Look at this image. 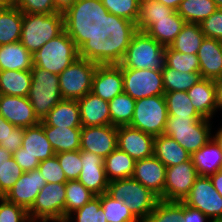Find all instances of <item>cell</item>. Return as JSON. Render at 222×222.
<instances>
[{
	"instance_id": "32",
	"label": "cell",
	"mask_w": 222,
	"mask_h": 222,
	"mask_svg": "<svg viewBox=\"0 0 222 222\" xmlns=\"http://www.w3.org/2000/svg\"><path fill=\"white\" fill-rule=\"evenodd\" d=\"M135 160L118 147L104 159V169L109 182L132 178Z\"/></svg>"
},
{
	"instance_id": "51",
	"label": "cell",
	"mask_w": 222,
	"mask_h": 222,
	"mask_svg": "<svg viewBox=\"0 0 222 222\" xmlns=\"http://www.w3.org/2000/svg\"><path fill=\"white\" fill-rule=\"evenodd\" d=\"M175 10L156 0H146L140 3L139 18H161L169 17Z\"/></svg>"
},
{
	"instance_id": "14",
	"label": "cell",
	"mask_w": 222,
	"mask_h": 222,
	"mask_svg": "<svg viewBox=\"0 0 222 222\" xmlns=\"http://www.w3.org/2000/svg\"><path fill=\"white\" fill-rule=\"evenodd\" d=\"M198 177L192 159L166 167L164 201H183Z\"/></svg>"
},
{
	"instance_id": "42",
	"label": "cell",
	"mask_w": 222,
	"mask_h": 222,
	"mask_svg": "<svg viewBox=\"0 0 222 222\" xmlns=\"http://www.w3.org/2000/svg\"><path fill=\"white\" fill-rule=\"evenodd\" d=\"M165 65L181 73H200L197 54L180 53L170 46L165 48Z\"/></svg>"
},
{
	"instance_id": "8",
	"label": "cell",
	"mask_w": 222,
	"mask_h": 222,
	"mask_svg": "<svg viewBox=\"0 0 222 222\" xmlns=\"http://www.w3.org/2000/svg\"><path fill=\"white\" fill-rule=\"evenodd\" d=\"M32 82L27 98L31 102L37 118L42 121L49 111L60 101L59 75L33 65Z\"/></svg>"
},
{
	"instance_id": "13",
	"label": "cell",
	"mask_w": 222,
	"mask_h": 222,
	"mask_svg": "<svg viewBox=\"0 0 222 222\" xmlns=\"http://www.w3.org/2000/svg\"><path fill=\"white\" fill-rule=\"evenodd\" d=\"M91 92L107 102L124 92L122 68L109 54L97 66Z\"/></svg>"
},
{
	"instance_id": "21",
	"label": "cell",
	"mask_w": 222,
	"mask_h": 222,
	"mask_svg": "<svg viewBox=\"0 0 222 222\" xmlns=\"http://www.w3.org/2000/svg\"><path fill=\"white\" fill-rule=\"evenodd\" d=\"M81 162L82 170L77 180L96 196L105 193L109 181L104 169V158L92 152L81 151Z\"/></svg>"
},
{
	"instance_id": "50",
	"label": "cell",
	"mask_w": 222,
	"mask_h": 222,
	"mask_svg": "<svg viewBox=\"0 0 222 222\" xmlns=\"http://www.w3.org/2000/svg\"><path fill=\"white\" fill-rule=\"evenodd\" d=\"M206 38L222 41V8H218L208 18L200 23Z\"/></svg>"
},
{
	"instance_id": "9",
	"label": "cell",
	"mask_w": 222,
	"mask_h": 222,
	"mask_svg": "<svg viewBox=\"0 0 222 222\" xmlns=\"http://www.w3.org/2000/svg\"><path fill=\"white\" fill-rule=\"evenodd\" d=\"M164 96H152L136 100L134 114L129 126L154 137L164 133L168 120Z\"/></svg>"
},
{
	"instance_id": "25",
	"label": "cell",
	"mask_w": 222,
	"mask_h": 222,
	"mask_svg": "<svg viewBox=\"0 0 222 222\" xmlns=\"http://www.w3.org/2000/svg\"><path fill=\"white\" fill-rule=\"evenodd\" d=\"M187 94L196 111L205 119L211 120L217 111L215 81L201 78Z\"/></svg>"
},
{
	"instance_id": "44",
	"label": "cell",
	"mask_w": 222,
	"mask_h": 222,
	"mask_svg": "<svg viewBox=\"0 0 222 222\" xmlns=\"http://www.w3.org/2000/svg\"><path fill=\"white\" fill-rule=\"evenodd\" d=\"M66 220L68 222H107L101 207V195L94 197L80 209L71 213Z\"/></svg>"
},
{
	"instance_id": "39",
	"label": "cell",
	"mask_w": 222,
	"mask_h": 222,
	"mask_svg": "<svg viewBox=\"0 0 222 222\" xmlns=\"http://www.w3.org/2000/svg\"><path fill=\"white\" fill-rule=\"evenodd\" d=\"M94 197L96 195L78 180H68L65 183V220L71 213L80 209Z\"/></svg>"
},
{
	"instance_id": "2",
	"label": "cell",
	"mask_w": 222,
	"mask_h": 222,
	"mask_svg": "<svg viewBox=\"0 0 222 222\" xmlns=\"http://www.w3.org/2000/svg\"><path fill=\"white\" fill-rule=\"evenodd\" d=\"M94 42L89 28L83 22L73 21L33 54V65L59 75Z\"/></svg>"
},
{
	"instance_id": "24",
	"label": "cell",
	"mask_w": 222,
	"mask_h": 222,
	"mask_svg": "<svg viewBox=\"0 0 222 222\" xmlns=\"http://www.w3.org/2000/svg\"><path fill=\"white\" fill-rule=\"evenodd\" d=\"M55 154L42 127V121L34 126L25 128L19 155L36 157L41 162L53 157Z\"/></svg>"
},
{
	"instance_id": "34",
	"label": "cell",
	"mask_w": 222,
	"mask_h": 222,
	"mask_svg": "<svg viewBox=\"0 0 222 222\" xmlns=\"http://www.w3.org/2000/svg\"><path fill=\"white\" fill-rule=\"evenodd\" d=\"M204 38L200 24L186 22L170 47L180 53L197 54Z\"/></svg>"
},
{
	"instance_id": "29",
	"label": "cell",
	"mask_w": 222,
	"mask_h": 222,
	"mask_svg": "<svg viewBox=\"0 0 222 222\" xmlns=\"http://www.w3.org/2000/svg\"><path fill=\"white\" fill-rule=\"evenodd\" d=\"M153 155L166 167L184 163L191 159L190 153H188L173 138L164 134L154 138Z\"/></svg>"
},
{
	"instance_id": "38",
	"label": "cell",
	"mask_w": 222,
	"mask_h": 222,
	"mask_svg": "<svg viewBox=\"0 0 222 222\" xmlns=\"http://www.w3.org/2000/svg\"><path fill=\"white\" fill-rule=\"evenodd\" d=\"M109 103L110 125L123 126L129 125L132 121L135 103L132 97L122 93L114 97Z\"/></svg>"
},
{
	"instance_id": "16",
	"label": "cell",
	"mask_w": 222,
	"mask_h": 222,
	"mask_svg": "<svg viewBox=\"0 0 222 222\" xmlns=\"http://www.w3.org/2000/svg\"><path fill=\"white\" fill-rule=\"evenodd\" d=\"M117 131L118 127L114 125L82 127L80 150L105 159L117 148Z\"/></svg>"
},
{
	"instance_id": "19",
	"label": "cell",
	"mask_w": 222,
	"mask_h": 222,
	"mask_svg": "<svg viewBox=\"0 0 222 222\" xmlns=\"http://www.w3.org/2000/svg\"><path fill=\"white\" fill-rule=\"evenodd\" d=\"M45 184V177L38 169L24 172L4 197L28 211Z\"/></svg>"
},
{
	"instance_id": "28",
	"label": "cell",
	"mask_w": 222,
	"mask_h": 222,
	"mask_svg": "<svg viewBox=\"0 0 222 222\" xmlns=\"http://www.w3.org/2000/svg\"><path fill=\"white\" fill-rule=\"evenodd\" d=\"M33 55L20 42L0 45V71H31Z\"/></svg>"
},
{
	"instance_id": "4",
	"label": "cell",
	"mask_w": 222,
	"mask_h": 222,
	"mask_svg": "<svg viewBox=\"0 0 222 222\" xmlns=\"http://www.w3.org/2000/svg\"><path fill=\"white\" fill-rule=\"evenodd\" d=\"M108 56L104 41H95L79 58L59 74L63 99L79 100L91 92L97 66Z\"/></svg>"
},
{
	"instance_id": "36",
	"label": "cell",
	"mask_w": 222,
	"mask_h": 222,
	"mask_svg": "<svg viewBox=\"0 0 222 222\" xmlns=\"http://www.w3.org/2000/svg\"><path fill=\"white\" fill-rule=\"evenodd\" d=\"M23 173L12 154L0 145V197L6 195Z\"/></svg>"
},
{
	"instance_id": "15",
	"label": "cell",
	"mask_w": 222,
	"mask_h": 222,
	"mask_svg": "<svg viewBox=\"0 0 222 222\" xmlns=\"http://www.w3.org/2000/svg\"><path fill=\"white\" fill-rule=\"evenodd\" d=\"M185 20L175 11L169 17L138 18L133 29L145 32L164 47L170 46L181 32Z\"/></svg>"
},
{
	"instance_id": "31",
	"label": "cell",
	"mask_w": 222,
	"mask_h": 222,
	"mask_svg": "<svg viewBox=\"0 0 222 222\" xmlns=\"http://www.w3.org/2000/svg\"><path fill=\"white\" fill-rule=\"evenodd\" d=\"M23 12L13 4L0 10V45L20 41Z\"/></svg>"
},
{
	"instance_id": "12",
	"label": "cell",
	"mask_w": 222,
	"mask_h": 222,
	"mask_svg": "<svg viewBox=\"0 0 222 222\" xmlns=\"http://www.w3.org/2000/svg\"><path fill=\"white\" fill-rule=\"evenodd\" d=\"M183 202L203 212L212 222L222 221V196L214 188L211 179L199 176Z\"/></svg>"
},
{
	"instance_id": "26",
	"label": "cell",
	"mask_w": 222,
	"mask_h": 222,
	"mask_svg": "<svg viewBox=\"0 0 222 222\" xmlns=\"http://www.w3.org/2000/svg\"><path fill=\"white\" fill-rule=\"evenodd\" d=\"M42 122L52 127L82 128L78 101L60 100L43 118Z\"/></svg>"
},
{
	"instance_id": "30",
	"label": "cell",
	"mask_w": 222,
	"mask_h": 222,
	"mask_svg": "<svg viewBox=\"0 0 222 222\" xmlns=\"http://www.w3.org/2000/svg\"><path fill=\"white\" fill-rule=\"evenodd\" d=\"M42 127L56 154L80 150L82 128L52 127L43 122Z\"/></svg>"
},
{
	"instance_id": "5",
	"label": "cell",
	"mask_w": 222,
	"mask_h": 222,
	"mask_svg": "<svg viewBox=\"0 0 222 222\" xmlns=\"http://www.w3.org/2000/svg\"><path fill=\"white\" fill-rule=\"evenodd\" d=\"M73 21L65 14L23 13L20 42L33 55L49 40L61 34Z\"/></svg>"
},
{
	"instance_id": "7",
	"label": "cell",
	"mask_w": 222,
	"mask_h": 222,
	"mask_svg": "<svg viewBox=\"0 0 222 222\" xmlns=\"http://www.w3.org/2000/svg\"><path fill=\"white\" fill-rule=\"evenodd\" d=\"M210 122L205 118L177 119L168 116L163 134L173 138L192 155L213 138Z\"/></svg>"
},
{
	"instance_id": "46",
	"label": "cell",
	"mask_w": 222,
	"mask_h": 222,
	"mask_svg": "<svg viewBox=\"0 0 222 222\" xmlns=\"http://www.w3.org/2000/svg\"><path fill=\"white\" fill-rule=\"evenodd\" d=\"M55 155L67 180H77L82 170L81 150L61 152Z\"/></svg>"
},
{
	"instance_id": "35",
	"label": "cell",
	"mask_w": 222,
	"mask_h": 222,
	"mask_svg": "<svg viewBox=\"0 0 222 222\" xmlns=\"http://www.w3.org/2000/svg\"><path fill=\"white\" fill-rule=\"evenodd\" d=\"M217 9L213 0H182L177 13L185 22L200 24Z\"/></svg>"
},
{
	"instance_id": "41",
	"label": "cell",
	"mask_w": 222,
	"mask_h": 222,
	"mask_svg": "<svg viewBox=\"0 0 222 222\" xmlns=\"http://www.w3.org/2000/svg\"><path fill=\"white\" fill-rule=\"evenodd\" d=\"M142 222H183V201L159 199L154 210Z\"/></svg>"
},
{
	"instance_id": "61",
	"label": "cell",
	"mask_w": 222,
	"mask_h": 222,
	"mask_svg": "<svg viewBox=\"0 0 222 222\" xmlns=\"http://www.w3.org/2000/svg\"><path fill=\"white\" fill-rule=\"evenodd\" d=\"M218 8H222V0H213Z\"/></svg>"
},
{
	"instance_id": "45",
	"label": "cell",
	"mask_w": 222,
	"mask_h": 222,
	"mask_svg": "<svg viewBox=\"0 0 222 222\" xmlns=\"http://www.w3.org/2000/svg\"><path fill=\"white\" fill-rule=\"evenodd\" d=\"M57 12L67 15L72 21L86 22L90 0H53Z\"/></svg>"
},
{
	"instance_id": "49",
	"label": "cell",
	"mask_w": 222,
	"mask_h": 222,
	"mask_svg": "<svg viewBox=\"0 0 222 222\" xmlns=\"http://www.w3.org/2000/svg\"><path fill=\"white\" fill-rule=\"evenodd\" d=\"M13 5L19 8L23 13H57L53 0H13Z\"/></svg>"
},
{
	"instance_id": "54",
	"label": "cell",
	"mask_w": 222,
	"mask_h": 222,
	"mask_svg": "<svg viewBox=\"0 0 222 222\" xmlns=\"http://www.w3.org/2000/svg\"><path fill=\"white\" fill-rule=\"evenodd\" d=\"M212 222L203 212L183 202V222Z\"/></svg>"
},
{
	"instance_id": "58",
	"label": "cell",
	"mask_w": 222,
	"mask_h": 222,
	"mask_svg": "<svg viewBox=\"0 0 222 222\" xmlns=\"http://www.w3.org/2000/svg\"><path fill=\"white\" fill-rule=\"evenodd\" d=\"M164 5H166L167 7L177 11L180 3L182 0H156Z\"/></svg>"
},
{
	"instance_id": "55",
	"label": "cell",
	"mask_w": 222,
	"mask_h": 222,
	"mask_svg": "<svg viewBox=\"0 0 222 222\" xmlns=\"http://www.w3.org/2000/svg\"><path fill=\"white\" fill-rule=\"evenodd\" d=\"M15 126L0 115V143L5 142Z\"/></svg>"
},
{
	"instance_id": "60",
	"label": "cell",
	"mask_w": 222,
	"mask_h": 222,
	"mask_svg": "<svg viewBox=\"0 0 222 222\" xmlns=\"http://www.w3.org/2000/svg\"><path fill=\"white\" fill-rule=\"evenodd\" d=\"M213 137L217 140L222 148V126L221 128H218V131L215 132V135H213Z\"/></svg>"
},
{
	"instance_id": "47",
	"label": "cell",
	"mask_w": 222,
	"mask_h": 222,
	"mask_svg": "<svg viewBox=\"0 0 222 222\" xmlns=\"http://www.w3.org/2000/svg\"><path fill=\"white\" fill-rule=\"evenodd\" d=\"M37 169L45 177L46 183H66L68 181L56 155L41 161Z\"/></svg>"
},
{
	"instance_id": "17",
	"label": "cell",
	"mask_w": 222,
	"mask_h": 222,
	"mask_svg": "<svg viewBox=\"0 0 222 222\" xmlns=\"http://www.w3.org/2000/svg\"><path fill=\"white\" fill-rule=\"evenodd\" d=\"M154 136L129 125L118 126L117 147L135 161L153 156Z\"/></svg>"
},
{
	"instance_id": "56",
	"label": "cell",
	"mask_w": 222,
	"mask_h": 222,
	"mask_svg": "<svg viewBox=\"0 0 222 222\" xmlns=\"http://www.w3.org/2000/svg\"><path fill=\"white\" fill-rule=\"evenodd\" d=\"M209 178L211 179L214 188L222 196V170L210 175Z\"/></svg>"
},
{
	"instance_id": "23",
	"label": "cell",
	"mask_w": 222,
	"mask_h": 222,
	"mask_svg": "<svg viewBox=\"0 0 222 222\" xmlns=\"http://www.w3.org/2000/svg\"><path fill=\"white\" fill-rule=\"evenodd\" d=\"M82 127L110 125L109 103L92 92L77 100Z\"/></svg>"
},
{
	"instance_id": "43",
	"label": "cell",
	"mask_w": 222,
	"mask_h": 222,
	"mask_svg": "<svg viewBox=\"0 0 222 222\" xmlns=\"http://www.w3.org/2000/svg\"><path fill=\"white\" fill-rule=\"evenodd\" d=\"M101 207L107 222H139L122 200L114 199L106 192L101 194Z\"/></svg>"
},
{
	"instance_id": "10",
	"label": "cell",
	"mask_w": 222,
	"mask_h": 222,
	"mask_svg": "<svg viewBox=\"0 0 222 222\" xmlns=\"http://www.w3.org/2000/svg\"><path fill=\"white\" fill-rule=\"evenodd\" d=\"M31 222L65 220V183H46L28 210Z\"/></svg>"
},
{
	"instance_id": "20",
	"label": "cell",
	"mask_w": 222,
	"mask_h": 222,
	"mask_svg": "<svg viewBox=\"0 0 222 222\" xmlns=\"http://www.w3.org/2000/svg\"><path fill=\"white\" fill-rule=\"evenodd\" d=\"M0 115L16 127L28 128L41 122L27 97L0 94Z\"/></svg>"
},
{
	"instance_id": "37",
	"label": "cell",
	"mask_w": 222,
	"mask_h": 222,
	"mask_svg": "<svg viewBox=\"0 0 222 222\" xmlns=\"http://www.w3.org/2000/svg\"><path fill=\"white\" fill-rule=\"evenodd\" d=\"M168 115L172 118H203L194 108L186 91L164 93Z\"/></svg>"
},
{
	"instance_id": "11",
	"label": "cell",
	"mask_w": 222,
	"mask_h": 222,
	"mask_svg": "<svg viewBox=\"0 0 222 222\" xmlns=\"http://www.w3.org/2000/svg\"><path fill=\"white\" fill-rule=\"evenodd\" d=\"M123 90L134 100L164 96V84L161 70L122 69Z\"/></svg>"
},
{
	"instance_id": "59",
	"label": "cell",
	"mask_w": 222,
	"mask_h": 222,
	"mask_svg": "<svg viewBox=\"0 0 222 222\" xmlns=\"http://www.w3.org/2000/svg\"><path fill=\"white\" fill-rule=\"evenodd\" d=\"M13 4V0H0V10L6 9Z\"/></svg>"
},
{
	"instance_id": "1",
	"label": "cell",
	"mask_w": 222,
	"mask_h": 222,
	"mask_svg": "<svg viewBox=\"0 0 222 222\" xmlns=\"http://www.w3.org/2000/svg\"><path fill=\"white\" fill-rule=\"evenodd\" d=\"M108 54L122 69L162 70L165 66V48L147 33L122 29L104 40Z\"/></svg>"
},
{
	"instance_id": "53",
	"label": "cell",
	"mask_w": 222,
	"mask_h": 222,
	"mask_svg": "<svg viewBox=\"0 0 222 222\" xmlns=\"http://www.w3.org/2000/svg\"><path fill=\"white\" fill-rule=\"evenodd\" d=\"M12 157L24 172L36 170L40 163V161L36 157H32L29 155H19V149L12 154Z\"/></svg>"
},
{
	"instance_id": "52",
	"label": "cell",
	"mask_w": 222,
	"mask_h": 222,
	"mask_svg": "<svg viewBox=\"0 0 222 222\" xmlns=\"http://www.w3.org/2000/svg\"><path fill=\"white\" fill-rule=\"evenodd\" d=\"M24 127H14L10 133L9 137L5 142H1L0 145L8 150L10 154H13L22 146V141L24 137Z\"/></svg>"
},
{
	"instance_id": "62",
	"label": "cell",
	"mask_w": 222,
	"mask_h": 222,
	"mask_svg": "<svg viewBox=\"0 0 222 222\" xmlns=\"http://www.w3.org/2000/svg\"><path fill=\"white\" fill-rule=\"evenodd\" d=\"M51 222H68L67 220H57V221H51Z\"/></svg>"
},
{
	"instance_id": "22",
	"label": "cell",
	"mask_w": 222,
	"mask_h": 222,
	"mask_svg": "<svg viewBox=\"0 0 222 222\" xmlns=\"http://www.w3.org/2000/svg\"><path fill=\"white\" fill-rule=\"evenodd\" d=\"M201 78L218 80L222 78V41L204 38L197 52Z\"/></svg>"
},
{
	"instance_id": "18",
	"label": "cell",
	"mask_w": 222,
	"mask_h": 222,
	"mask_svg": "<svg viewBox=\"0 0 222 222\" xmlns=\"http://www.w3.org/2000/svg\"><path fill=\"white\" fill-rule=\"evenodd\" d=\"M166 166L154 155L135 162L132 178L164 200Z\"/></svg>"
},
{
	"instance_id": "48",
	"label": "cell",
	"mask_w": 222,
	"mask_h": 222,
	"mask_svg": "<svg viewBox=\"0 0 222 222\" xmlns=\"http://www.w3.org/2000/svg\"><path fill=\"white\" fill-rule=\"evenodd\" d=\"M0 222H31L28 211L8 201L5 197H0Z\"/></svg>"
},
{
	"instance_id": "6",
	"label": "cell",
	"mask_w": 222,
	"mask_h": 222,
	"mask_svg": "<svg viewBox=\"0 0 222 222\" xmlns=\"http://www.w3.org/2000/svg\"><path fill=\"white\" fill-rule=\"evenodd\" d=\"M106 193L122 200L133 216L142 222L153 210L159 198L133 178L109 182Z\"/></svg>"
},
{
	"instance_id": "33",
	"label": "cell",
	"mask_w": 222,
	"mask_h": 222,
	"mask_svg": "<svg viewBox=\"0 0 222 222\" xmlns=\"http://www.w3.org/2000/svg\"><path fill=\"white\" fill-rule=\"evenodd\" d=\"M31 82V71H0V94L27 97Z\"/></svg>"
},
{
	"instance_id": "27",
	"label": "cell",
	"mask_w": 222,
	"mask_h": 222,
	"mask_svg": "<svg viewBox=\"0 0 222 222\" xmlns=\"http://www.w3.org/2000/svg\"><path fill=\"white\" fill-rule=\"evenodd\" d=\"M191 159L199 176L209 177L222 170V148L214 137L194 152Z\"/></svg>"
},
{
	"instance_id": "57",
	"label": "cell",
	"mask_w": 222,
	"mask_h": 222,
	"mask_svg": "<svg viewBox=\"0 0 222 222\" xmlns=\"http://www.w3.org/2000/svg\"><path fill=\"white\" fill-rule=\"evenodd\" d=\"M217 110L222 109V78L215 80Z\"/></svg>"
},
{
	"instance_id": "40",
	"label": "cell",
	"mask_w": 222,
	"mask_h": 222,
	"mask_svg": "<svg viewBox=\"0 0 222 222\" xmlns=\"http://www.w3.org/2000/svg\"><path fill=\"white\" fill-rule=\"evenodd\" d=\"M163 76L164 91H188L201 80L200 73H181L166 65L161 70Z\"/></svg>"
},
{
	"instance_id": "3",
	"label": "cell",
	"mask_w": 222,
	"mask_h": 222,
	"mask_svg": "<svg viewBox=\"0 0 222 222\" xmlns=\"http://www.w3.org/2000/svg\"><path fill=\"white\" fill-rule=\"evenodd\" d=\"M139 14L138 0H90L84 24L95 41H104L116 31L134 28Z\"/></svg>"
}]
</instances>
